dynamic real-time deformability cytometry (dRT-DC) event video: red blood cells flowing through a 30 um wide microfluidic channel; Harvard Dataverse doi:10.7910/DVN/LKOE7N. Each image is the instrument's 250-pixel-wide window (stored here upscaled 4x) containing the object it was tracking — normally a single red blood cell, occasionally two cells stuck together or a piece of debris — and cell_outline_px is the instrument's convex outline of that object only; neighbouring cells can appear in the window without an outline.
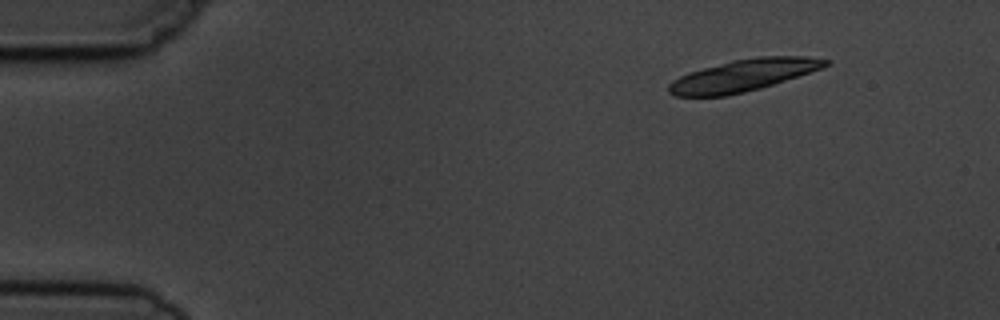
{"species": "common noctule bat (a hibernating species)", "species_latin": "Nyctalus noctula", "temperature_condition": "cold", "stored_images_in_passage": 4, "camera_frame_rate_fps": 3000, "um_per_image_px": 0.085, "animal": {"sex": "male", "body_mass_g": 19.5, "forearm_length_mm": 54.6}, "frame": {"image": 1, "passage_image": 1, "time_ms": 0.0, "image_size_px": [1000, 320], "cell_outline_px": [[832, 60], [824, 68], [760, 88], [728, 96], [672, 96], [668, 92], [668, 84], [672, 80], [688, 72], [732, 60], [756, 56], [804, 56]], "centroid_in_image_um": [63.17, 6.4], "position_along_channel_um": 21.8, "area_um2": 29.25}}